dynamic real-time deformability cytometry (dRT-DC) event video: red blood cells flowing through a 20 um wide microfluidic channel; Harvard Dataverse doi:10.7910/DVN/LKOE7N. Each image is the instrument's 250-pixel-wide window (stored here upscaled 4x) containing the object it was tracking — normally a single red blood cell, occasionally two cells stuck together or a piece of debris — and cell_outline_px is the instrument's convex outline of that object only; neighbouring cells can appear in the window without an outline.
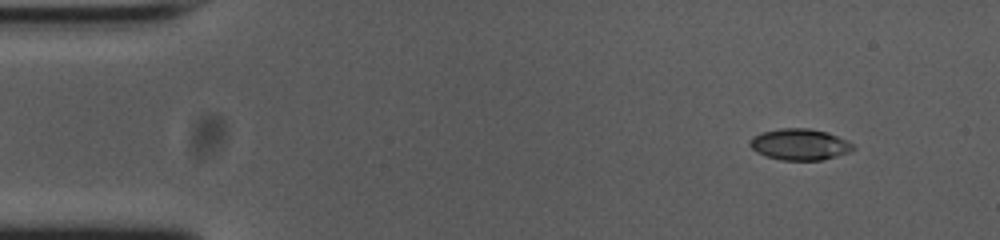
{"species": "common noctule bat (a hibernating species)", "species_latin": "Nyctalus noctula", "temperature_condition": "cold", "stored_images_in_passage": 51, "camera_frame_rate_fps": 3000, "um_per_image_px": 0.085, "animal": {"sex": "female", "body_mass_g": 23.0, "forearm_length_mm": 53.4}, "frame": {"image": 1, "passage_image": 2, "time_ms": 0.333, "image_size_px": [1000, 240], "cell_outline_px": [[856, 148], [848, 152], [836, 156], [820, 160], [780, 160], [756, 152], [748, 144], [752, 136], [760, 132], [780, 128], [808, 128], [828, 132], [848, 140]], "centroid_in_image_um": [67.96, 12.26], "position_along_channel_um": 17.0, "area_um2": 18.9}}
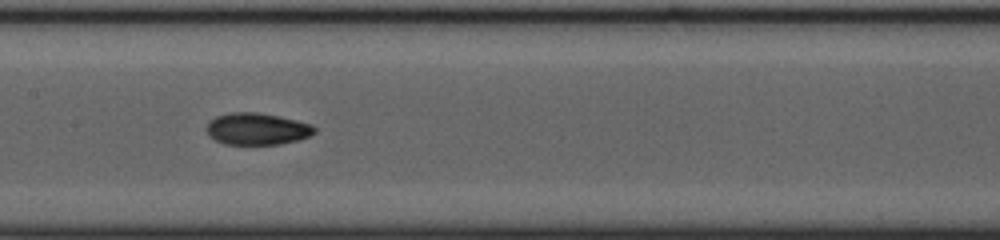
{"frame": {"image": 2, "passage_image": 23, "time_ms": 7.333, "image_size_px": [1000, 240], "cell_outline_px": [[316, 132], [300, 140], [280, 144], [224, 144], [216, 140], [208, 132], [208, 120], [216, 116], [232, 112], [256, 112], [280, 116], [312, 124], [316, 128]], "centroid_in_image_um": [21.89, 10.95], "position_along_channel_um": 185.5, "area_um2": 20.0}}
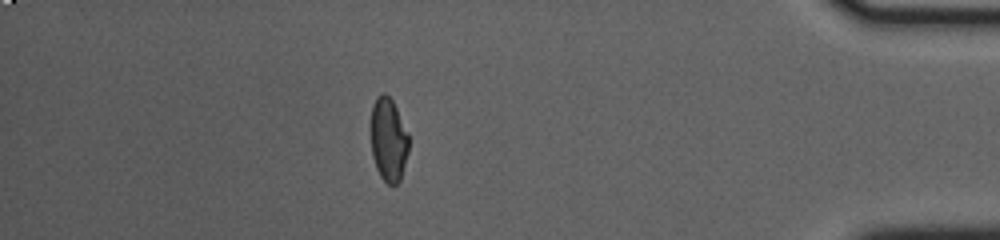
{"frame": {"image": 3, "passage_image": 44, "time_ms": 14.333, "image_size_px": [1000, 240], "cell_outline_px": [[408, 152], [400, 180], [392, 188], [380, 176], [376, 168], [372, 156], [368, 128], [372, 104], [376, 96], [380, 92], [384, 92], [392, 100], [396, 108], [408, 136]], "centroid_in_image_um": [32.95, 11.85], "position_along_channel_um": 402.2, "area_um2": 19.02}, "authors_computed_cell_mechanics": {"area_um2": 19.363, "velocity_mm_per_s": 3.7602, "shape_relaxation_time_tau1_ms": 8.0768, "shape_relaxation_time_tau2_ms": 2.8907, "deformation_change_tau1": 0.2292, "deformation_change_tau2": 0.0577}}